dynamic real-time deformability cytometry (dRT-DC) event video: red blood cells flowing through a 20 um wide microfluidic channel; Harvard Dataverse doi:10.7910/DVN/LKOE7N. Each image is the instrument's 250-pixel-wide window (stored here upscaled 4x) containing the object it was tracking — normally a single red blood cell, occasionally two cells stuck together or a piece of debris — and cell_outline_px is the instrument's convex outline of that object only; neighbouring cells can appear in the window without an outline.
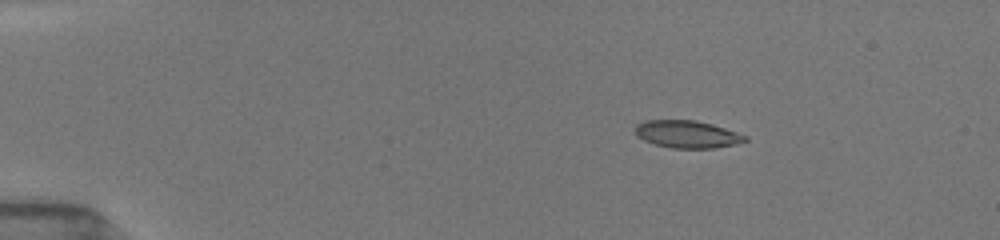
{"species": "common noctule bat (a hibernating species)", "species_latin": "Nyctalus noctula", "temperature_condition": "room temperature", "stored_images_in_passage": 17, "camera_frame_rate_fps": 3000, "um_per_image_px": 0.085, "animal": {"sex": "female", "body_mass_g": 19.5, "forearm_length_mm": 54.1}, "frame": {"image": 1, "passage_image": 1, "time_ms": 0.0, "image_size_px": [1000, 240], "cell_outline_px": [[748, 140], [732, 144], [712, 148], [672, 148], [656, 144], [644, 140], [636, 136], [636, 124], [648, 120], [692, 120], [712, 124], [748, 136]], "centroid_in_image_um": [58.39, 11.4], "position_along_channel_um": 26.6, "area_um2": 17.28}}
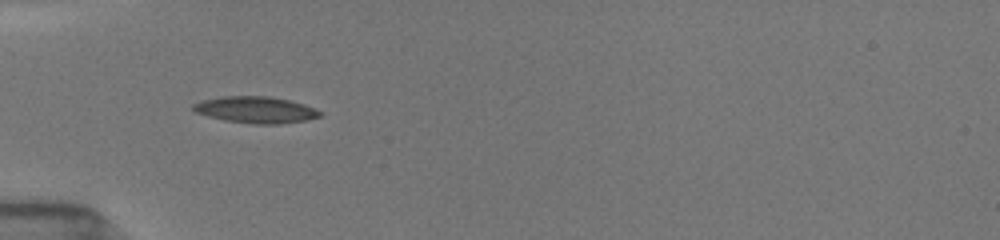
{"frame": {"image": 2, "passage_image": 12, "time_ms": 3.0, "image_size_px": [1000, 240], "cell_outline_px": [[324, 116], [304, 120], [280, 124], [252, 124], [224, 120], [192, 112], [192, 104], [204, 100], [220, 96], [268, 96], [288, 100], [304, 104], [324, 112]], "centroid_in_image_um": [21.74, 9.33], "position_along_channel_um": 63.3, "area_um2": 19.77}}
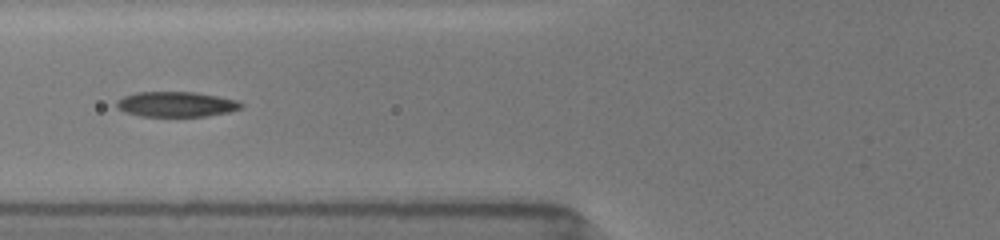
{"frame": {"image": 3, "passage_image": 16, "time_ms": 4.333, "image_size_px": [1000, 240], "cell_outline_px": [[244, 104], [240, 108], [228, 112], [208, 116], [140, 116], [124, 112], [116, 108], [116, 100], [124, 96], [136, 92], [196, 92], [236, 100]], "centroid_in_image_um": [14.93, 8.86], "position_along_channel_um": 110.9, "area_um2": 18.26}}